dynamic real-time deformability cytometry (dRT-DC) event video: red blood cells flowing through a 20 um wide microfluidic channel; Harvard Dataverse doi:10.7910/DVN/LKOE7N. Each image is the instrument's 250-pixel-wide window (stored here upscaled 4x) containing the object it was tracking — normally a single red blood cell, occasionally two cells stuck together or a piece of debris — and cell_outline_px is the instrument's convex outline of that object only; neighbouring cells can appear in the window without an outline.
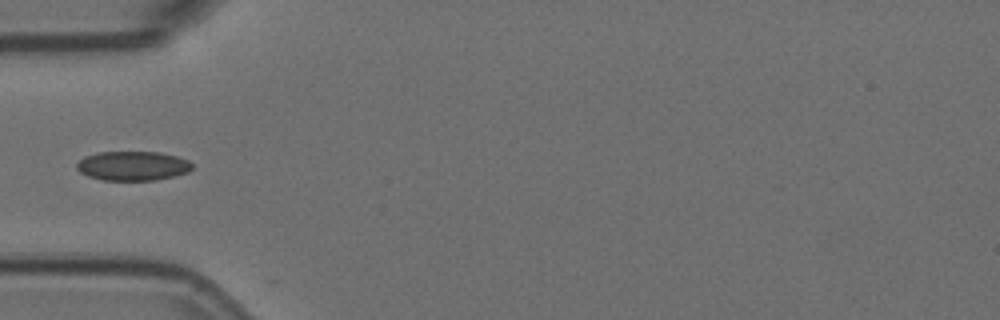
{"species": "Egyptian fruit bat (a non-hibernating species)", "species_latin": "Rousettus aegyptiacus", "temperature_condition": "room temperature", "stored_images_in_passage": 3, "camera_frame_rate_fps": 3000, "um_per_image_px": 0.085, "animal": {"sex": "female"}, "frame": {"image": 1, "passage_image": 1, "time_ms": 0.0, "image_size_px": [1000, 320], "cell_outline_px": [[192, 168], [188, 172], [156, 180], [104, 180], [88, 176], [80, 172], [76, 168], [76, 164], [84, 156], [100, 152], [160, 152], [176, 156], [188, 160], [192, 164]], "centroid_in_image_um": [11.27, 14.09], "position_along_channel_um": 73.7, "area_um2": 19.65}}
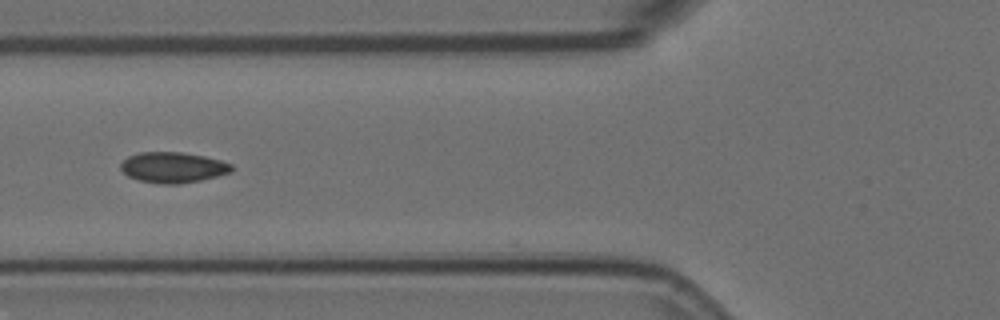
{"frame": {"image": 2, "passage_image": 2, "time_ms": 0.333, "image_size_px": [1000, 320], "cell_outline_px": [[232, 172], [200, 180], [180, 184], [156, 184], [140, 180], [128, 176], [120, 168], [120, 164], [128, 156], [140, 152], [180, 152], [204, 156], [220, 160], [232, 164]], "centroid_in_image_um": [14.69, 14.23], "position_along_channel_um": 111.1, "area_um2": 19.77}}
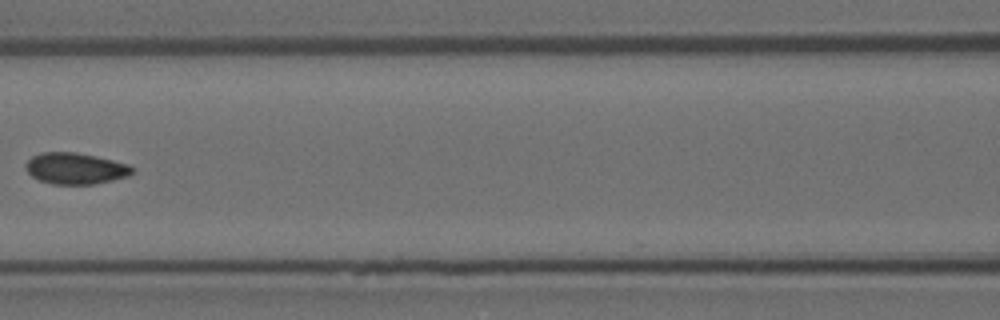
{"frame": {"image": 3, "passage_image": 3, "time_ms": 0.667, "image_size_px": [1000, 320], "cell_outline_px": [[136, 172], [128, 176], [112, 180], [92, 184], [52, 184], [40, 180], [32, 176], [28, 172], [24, 164], [32, 156], [44, 152], [76, 152], [96, 156], [128, 164], [136, 168]], "centroid_in_image_um": [6.44, 14.31], "position_along_channel_um": 160.2, "area_um2": 19.48}}